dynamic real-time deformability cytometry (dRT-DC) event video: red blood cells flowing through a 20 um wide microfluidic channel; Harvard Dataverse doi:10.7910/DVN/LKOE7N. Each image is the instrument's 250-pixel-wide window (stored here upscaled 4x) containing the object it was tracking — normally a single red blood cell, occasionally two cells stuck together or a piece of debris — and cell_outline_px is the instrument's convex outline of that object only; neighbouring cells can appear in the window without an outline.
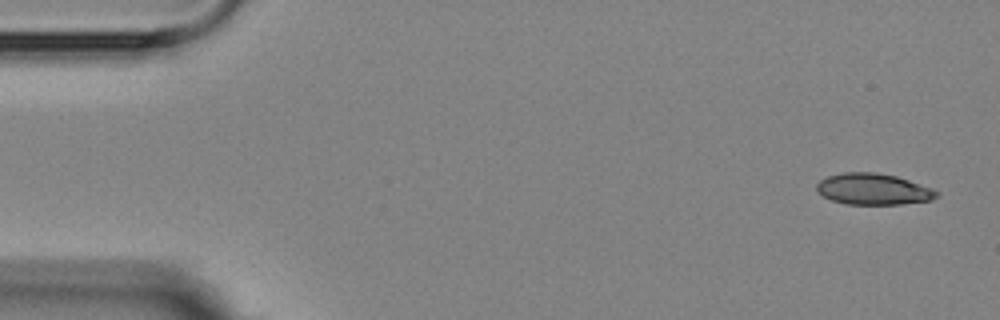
{"species": "Egyptian fruit bat (a non-hibernating species)", "species_latin": "Rousettus aegyptiacus", "temperature_condition": "room temperature", "stored_images_in_passage": 5, "camera_frame_rate_fps": 3000, "um_per_image_px": 0.085, "animal": {"sex": "female"}, "frame": {"image": 1, "passage_image": 1, "time_ms": 0.0, "image_size_px": [1000, 320], "cell_outline_px": [[940, 192], [932, 200], [900, 204], [844, 204], [832, 200], [824, 196], [816, 188], [816, 184], [820, 180], [828, 176], [844, 172], [876, 172], [896, 176], [932, 188]], "centroid_in_image_um": [74.23, 16.07], "position_along_channel_um": 10.8, "area_um2": 21.73}}